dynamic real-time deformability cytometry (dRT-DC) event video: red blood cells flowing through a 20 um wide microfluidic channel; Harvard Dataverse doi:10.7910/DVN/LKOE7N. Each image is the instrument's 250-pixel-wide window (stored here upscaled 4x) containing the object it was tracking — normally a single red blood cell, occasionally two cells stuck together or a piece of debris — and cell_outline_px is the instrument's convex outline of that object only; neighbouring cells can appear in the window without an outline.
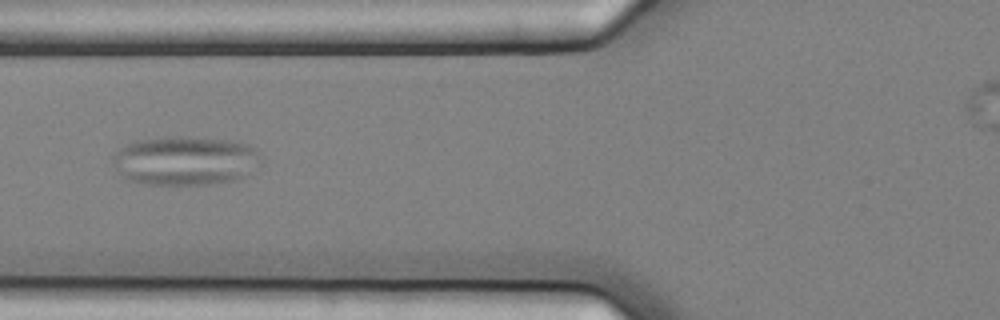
{"species": "common noctule bat (a hibernating species)", "species_latin": "Nyctalus noctula", "temperature_condition": "cold", "stored_images_in_passage": 10, "camera_frame_rate_fps": 3000, "um_per_image_px": 0.085, "animal": {"sex": "female", "body_mass_g": 25.1}, "frame": {"image": 1, "passage_image": 7, "time_ms": 2.0, "image_size_px": [1000, 320], "cell_outline_px": [[264, 164], [252, 176], [236, 180], [216, 184], [148, 184], [128, 180], [120, 176], [112, 164], [112, 156], [120, 148], [136, 140], [168, 136], [184, 136], [228, 140], [244, 144], [256, 148], [260, 152]], "centroid_in_image_um": [15.83, 13.67], "position_along_channel_um": 110.0, "area_um2": 43.52}}
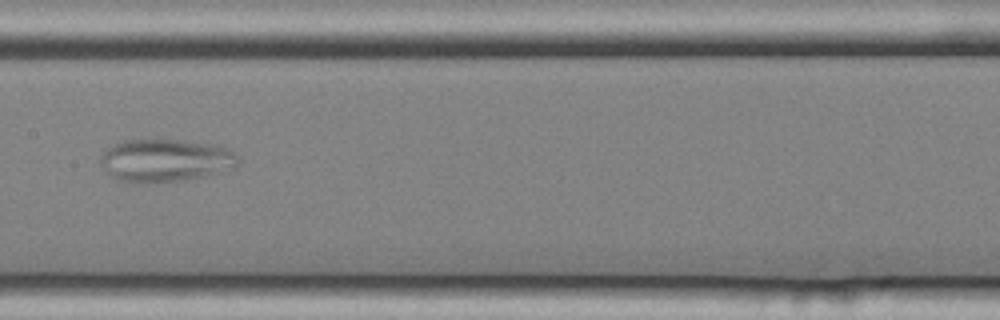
{"frame": {"image": 2, "passage_image": 9, "time_ms": 2.667, "image_size_px": [1000, 320], "cell_outline_px": [[240, 160], [236, 168], [204, 176], [180, 180], [136, 184], [116, 180], [104, 168], [100, 160], [100, 156], [112, 144], [124, 140], [160, 136], [216, 144], [228, 148], [236, 152]], "centroid_in_image_um": [14.08, 13.58], "position_along_channel_um": 193.3, "area_um2": 35.66}}